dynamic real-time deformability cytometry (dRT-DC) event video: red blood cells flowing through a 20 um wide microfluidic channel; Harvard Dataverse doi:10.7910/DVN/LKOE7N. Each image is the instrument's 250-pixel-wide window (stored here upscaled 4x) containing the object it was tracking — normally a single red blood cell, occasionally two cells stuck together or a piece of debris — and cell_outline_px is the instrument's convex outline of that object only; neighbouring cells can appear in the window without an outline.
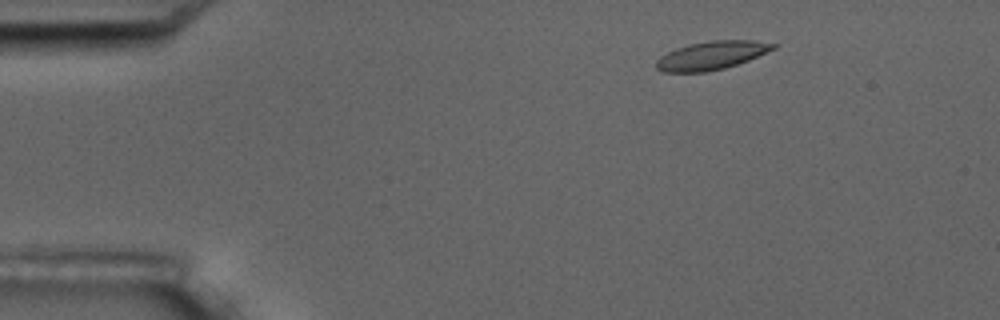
{"species": "common noctule bat (a hibernating species)", "species_latin": "Nyctalus noctula", "temperature_condition": "room temperature", "stored_images_in_passage": 5, "camera_frame_rate_fps": 3000, "um_per_image_px": 0.085, "animal": {"sex": "male", "body_mass_g": 17.5, "forearm_length_mm": 52.3}, "frame": {"image": 1, "passage_image": 1, "time_ms": 0.0, "image_size_px": [1000, 320], "cell_outline_px": [[776, 48], [748, 60], [724, 68], [704, 72], [660, 72], [656, 68], [656, 60], [660, 56], [676, 48], [688, 44], [712, 40], [752, 40], [776, 44]], "centroid_in_image_um": [60.44, 4.71], "position_along_channel_um": 24.6, "area_um2": 19.25}}
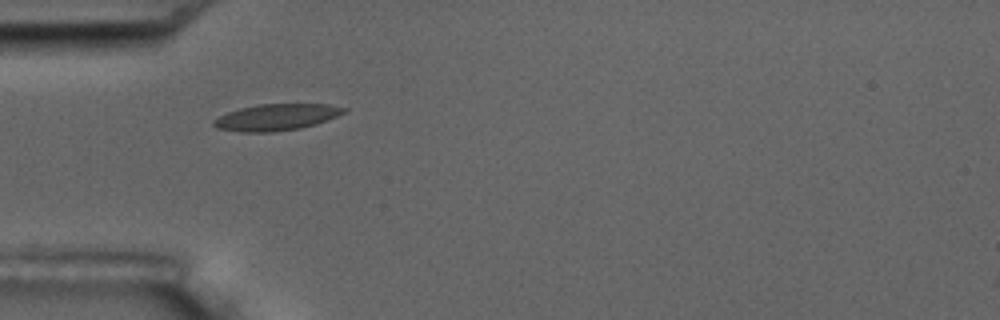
{"frame": {"image": 2, "passage_image": 3, "time_ms": 3.0, "image_size_px": [1000, 320], "cell_outline_px": [[348, 112], [316, 124], [300, 128], [276, 132], [240, 132], [216, 128], [212, 124], [212, 120], [228, 112], [240, 108], [260, 104], [328, 104], [348, 108]], "centroid_in_image_um": [23.51, 9.96], "position_along_channel_um": 61.5, "area_um2": 20.23}}